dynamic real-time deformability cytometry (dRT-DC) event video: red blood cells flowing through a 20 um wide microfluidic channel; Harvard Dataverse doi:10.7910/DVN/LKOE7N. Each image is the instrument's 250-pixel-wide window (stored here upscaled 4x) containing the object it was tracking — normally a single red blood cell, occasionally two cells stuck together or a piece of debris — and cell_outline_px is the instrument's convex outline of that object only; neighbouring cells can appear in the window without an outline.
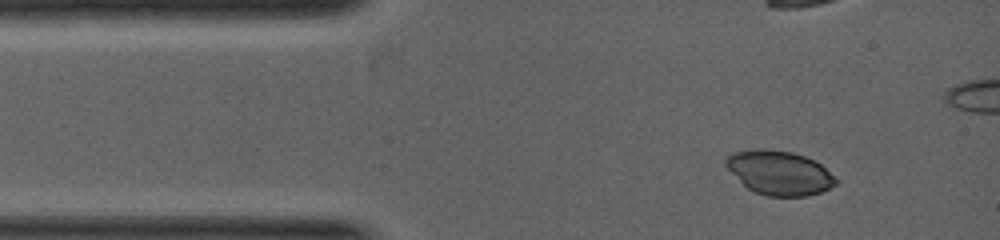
{"species": "common noctule bat (a hibernating species)", "species_latin": "Nyctalus noctula", "temperature_condition": "warm", "stored_images_in_passage": 4, "camera_frame_rate_fps": 5000, "um_per_image_px": 0.085, "animal": {"sex": "female", "body_mass_g": 19.0, "forearm_length_mm": 53.3}, "frame": {"image": 1, "passage_image": 1, "time_ms": 0.0, "image_size_px": [1000, 240], "cell_outline_px": [[836, 184], [820, 192], [808, 196], [768, 196], [756, 192], [748, 188], [724, 164], [724, 160], [732, 152], [756, 148], [764, 148], [792, 152], [804, 156], [820, 164], [836, 180]], "centroid_in_image_um": [66.2, 14.67], "position_along_channel_um": 18.8, "area_um2": 27.86}}